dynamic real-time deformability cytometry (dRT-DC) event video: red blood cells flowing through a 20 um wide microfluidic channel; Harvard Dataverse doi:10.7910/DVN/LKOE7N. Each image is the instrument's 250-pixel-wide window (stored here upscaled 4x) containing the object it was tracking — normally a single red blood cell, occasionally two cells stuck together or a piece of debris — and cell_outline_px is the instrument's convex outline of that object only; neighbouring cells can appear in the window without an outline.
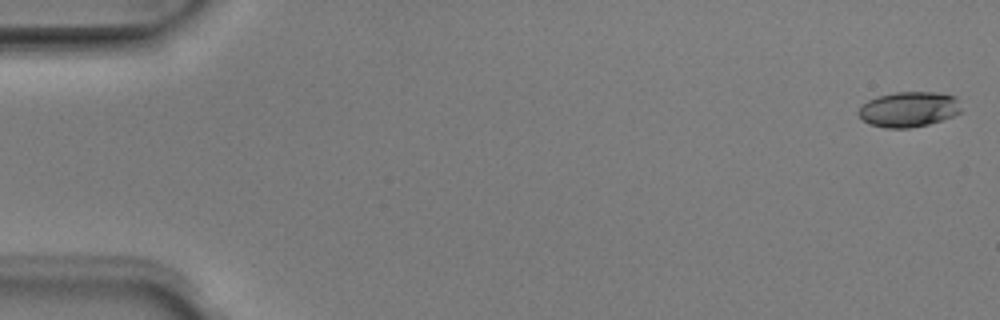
{"species": "Egyptian fruit bat (a non-hibernating species)", "species_latin": "Rousettus aegyptiacus", "temperature_condition": "room temperature", "stored_images_in_passage": 5, "camera_frame_rate_fps": 3000, "um_per_image_px": 0.085, "animal": {"sex": "male"}, "frame": {"image": 1, "passage_image": 1, "time_ms": 0.0, "image_size_px": [1000, 320], "cell_outline_px": [[960, 112], [952, 116], [928, 124], [908, 128], [884, 128], [868, 124], [856, 112], [868, 100], [880, 96], [896, 92], [936, 92], [956, 96], [960, 108]], "centroid_in_image_um": [77.23, 9.29], "position_along_channel_um": 7.8, "area_um2": 20.92}}
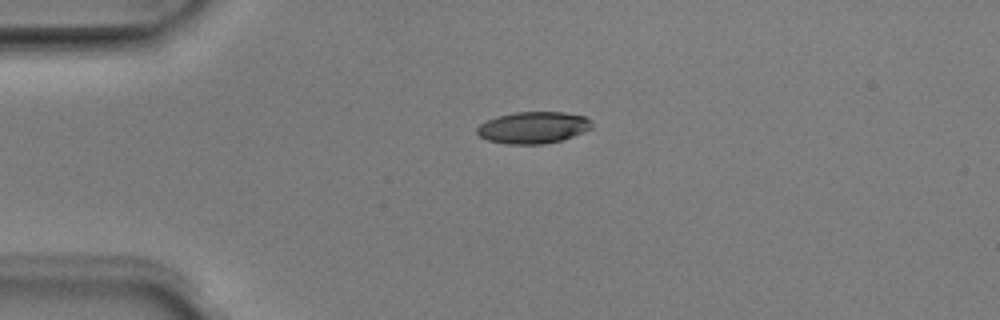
{"frame": {"image": 2, "passage_image": 4, "time_ms": 1.0, "image_size_px": [1000, 320], "cell_outline_px": [[592, 128], [584, 132], [560, 140], [544, 144], [508, 144], [488, 140], [480, 136], [476, 132], [476, 128], [480, 124], [496, 116], [516, 112], [564, 112], [584, 116], [592, 120]], "centroid_in_image_um": [45.33, 10.83], "position_along_channel_um": 39.7, "area_um2": 21.21}}